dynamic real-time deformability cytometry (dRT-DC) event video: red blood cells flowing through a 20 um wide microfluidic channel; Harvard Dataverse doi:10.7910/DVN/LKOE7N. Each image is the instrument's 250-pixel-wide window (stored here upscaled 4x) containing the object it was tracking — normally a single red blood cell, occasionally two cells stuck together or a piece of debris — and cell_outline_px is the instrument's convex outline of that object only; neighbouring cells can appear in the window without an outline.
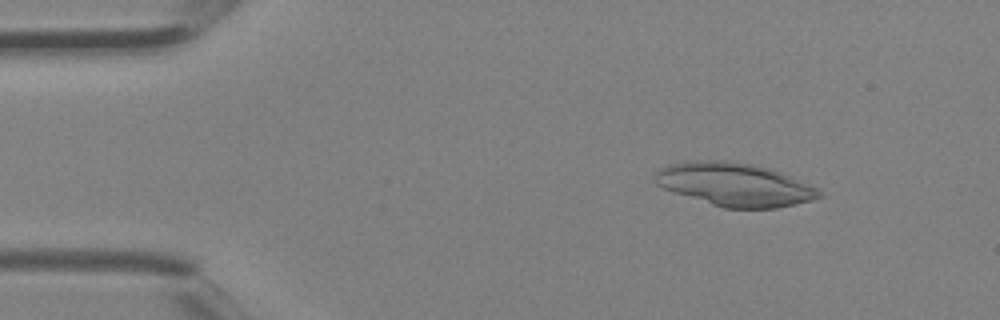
{"species": "Egyptian fruit bat (a non-hibernating species)", "species_latin": "Rousettus aegyptiacus", "temperature_condition": "room temperature", "stored_images_in_passage": 3, "camera_frame_rate_fps": 3000, "um_per_image_px": 0.085, "animal": {"sex": "female"}, "frame": {"image": 1, "passage_image": 1, "time_ms": 0.0, "image_size_px": [1000, 320], "cell_outline_px": [[824, 196], [812, 200], [796, 204], [776, 208], [724, 208], [664, 188], [656, 184], [656, 172], [660, 168], [668, 164], [692, 160], [728, 160], [752, 164], [768, 168], [792, 176], [824, 192]], "centroid_in_image_um": [62.49, 15.67], "position_along_channel_um": 22.5, "area_um2": 41.15}}